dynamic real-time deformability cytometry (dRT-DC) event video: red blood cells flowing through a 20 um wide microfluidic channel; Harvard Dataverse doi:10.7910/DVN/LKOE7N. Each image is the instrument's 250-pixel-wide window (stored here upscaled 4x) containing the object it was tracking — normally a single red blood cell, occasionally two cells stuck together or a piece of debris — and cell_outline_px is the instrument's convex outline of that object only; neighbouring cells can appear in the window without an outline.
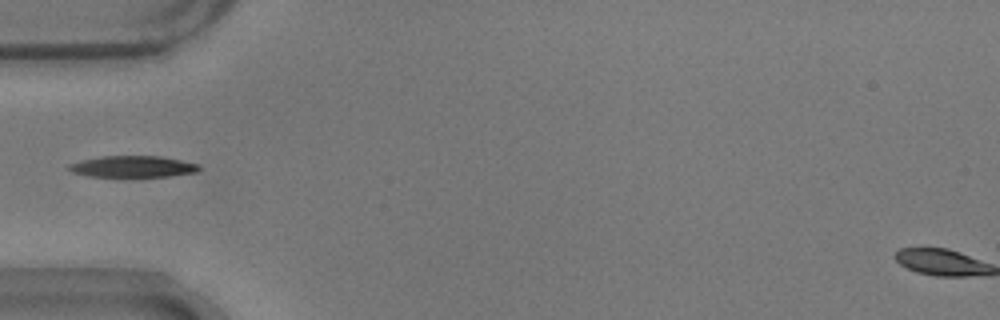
{"species": "common noctule bat (a hibernating species)", "species_latin": "Nyctalus noctula", "temperature_condition": "warm", "stored_images_in_passage": 37, "camera_frame_rate_fps": 3000, "um_per_image_px": 0.085, "animal": {"sex": "male", "body_mass_g": 17.9}, "frame": {"image": 1, "passage_image": 1, "time_ms": 0.0, "image_size_px": [1000, 320], "cell_outline_px": [[200, 168], [196, 172], [168, 176], [88, 176], [72, 172], [68, 168], [68, 164], [84, 160], [104, 156], [160, 156], [200, 164]], "centroid_in_image_um": [11.31, 14.15], "position_along_channel_um": 73.7, "area_um2": 15.95}}
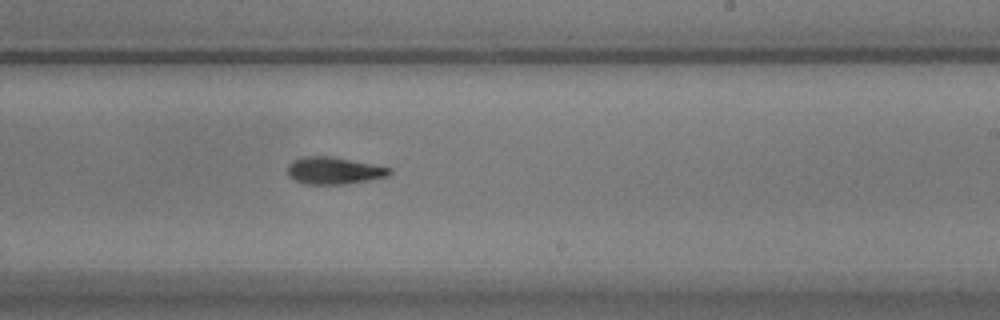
{"frame": {"image": 2, "passage_image": 16, "time_ms": 5.0, "image_size_px": [1000, 320], "cell_outline_px": [[392, 172], [388, 176], [368, 180], [344, 184], [304, 184], [288, 176], [288, 164], [292, 160], [300, 156], [332, 156], [392, 168]], "centroid_in_image_um": [28.36, 14.49], "position_along_channel_um": 260.6, "area_um2": 16.18}}
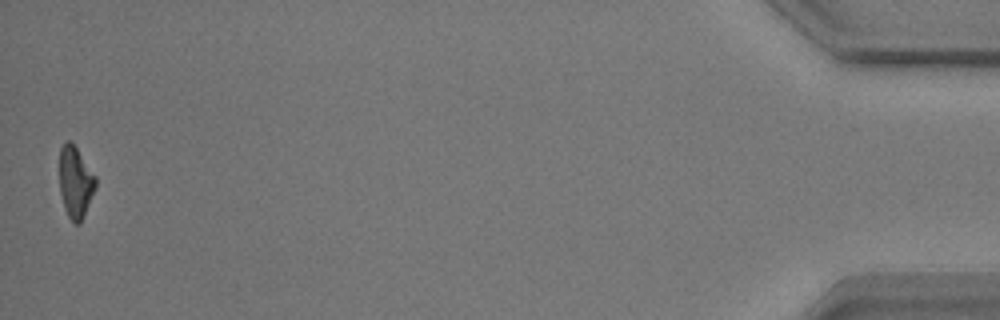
{"frame": {"image": 3, "passage_image": 37, "time_ms": 12.0, "image_size_px": [1000, 320], "cell_outline_px": [[96, 188], [80, 224], [76, 224], [68, 216], [64, 208], [60, 192], [60, 148], [68, 140], [76, 148], [96, 176]], "centroid_in_image_um": [6.42, 15.51], "position_along_channel_um": 428.8, "area_um2": 14.85}}